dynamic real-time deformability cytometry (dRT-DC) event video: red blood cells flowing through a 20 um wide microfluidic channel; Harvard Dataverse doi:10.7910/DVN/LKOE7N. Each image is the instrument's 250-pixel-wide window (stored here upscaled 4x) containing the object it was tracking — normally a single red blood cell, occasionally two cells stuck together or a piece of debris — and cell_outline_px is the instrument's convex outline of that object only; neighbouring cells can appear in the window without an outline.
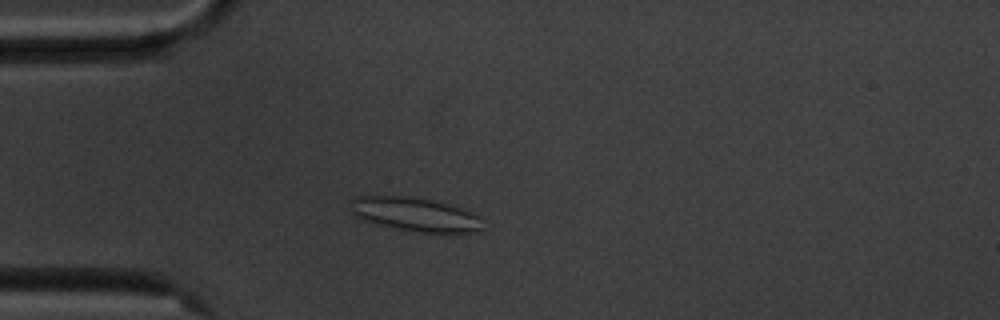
{"species": "common noctule bat (a hibernating species)", "species_latin": "Nyctalus noctula", "temperature_condition": "cold", "stored_images_in_passage": 52, "camera_frame_rate_fps": 3000, "um_per_image_px": 0.085, "animal": {"sex": "male", "body_mass_g": 20.1, "forearm_length_mm": 53.5}, "frame": {"image": 1, "passage_image": 11, "time_ms": 3.333, "image_size_px": [1000, 320], "cell_outline_px": [[484, 228], [476, 232], [412, 232], [376, 224], [364, 220], [356, 216], [352, 212], [348, 204], [348, 200], [356, 196], [416, 196], [448, 204], [472, 212], [480, 216]], "centroid_in_image_um": [35.25, 18.21], "position_along_channel_um": 49.7, "area_um2": 26.41}}
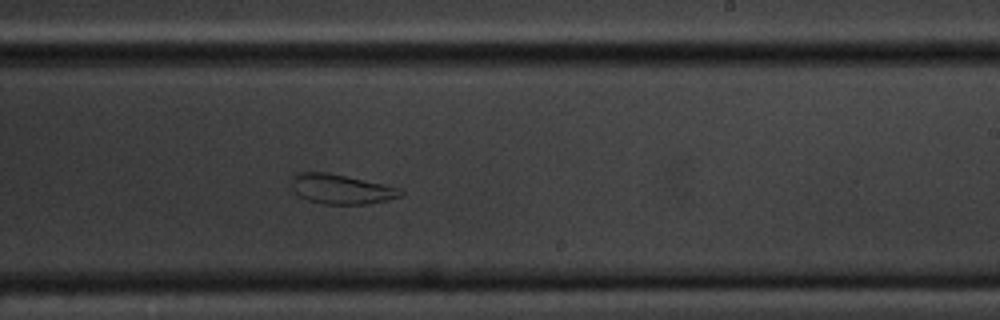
{"frame": {"image": 2, "passage_image": 30, "time_ms": 9.667, "image_size_px": [1000, 320], "cell_outline_px": [[404, 192], [400, 196], [388, 200], [368, 204], [324, 204], [308, 200], [300, 196], [292, 188], [292, 172], [328, 172], [404, 188]], "centroid_in_image_um": [29.03, 16.06], "position_along_channel_um": 260.0, "area_um2": 19.13}}
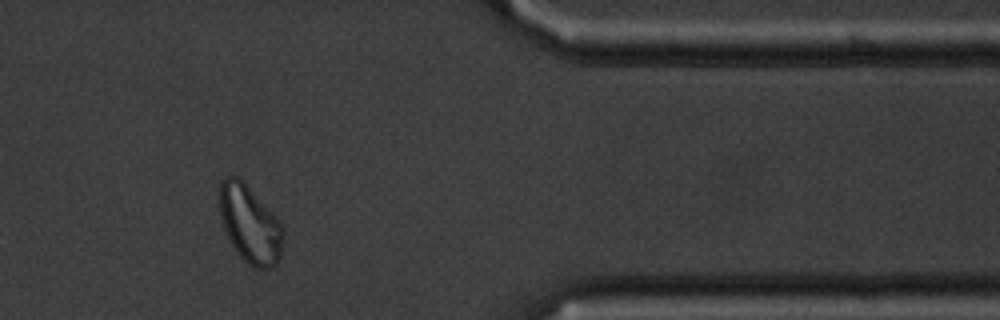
{"frame": {"image": 3, "passage_image": 43, "time_ms": 14.0, "image_size_px": [1000, 320], "cell_outline_px": [[284, 236], [280, 260], [276, 264], [268, 268], [252, 268], [236, 252], [224, 228], [220, 216], [220, 180], [224, 176], [236, 176], [244, 180], [284, 228]], "centroid_in_image_um": [21.24, 19.06], "position_along_channel_um": 390.2, "area_um2": 28.73}}